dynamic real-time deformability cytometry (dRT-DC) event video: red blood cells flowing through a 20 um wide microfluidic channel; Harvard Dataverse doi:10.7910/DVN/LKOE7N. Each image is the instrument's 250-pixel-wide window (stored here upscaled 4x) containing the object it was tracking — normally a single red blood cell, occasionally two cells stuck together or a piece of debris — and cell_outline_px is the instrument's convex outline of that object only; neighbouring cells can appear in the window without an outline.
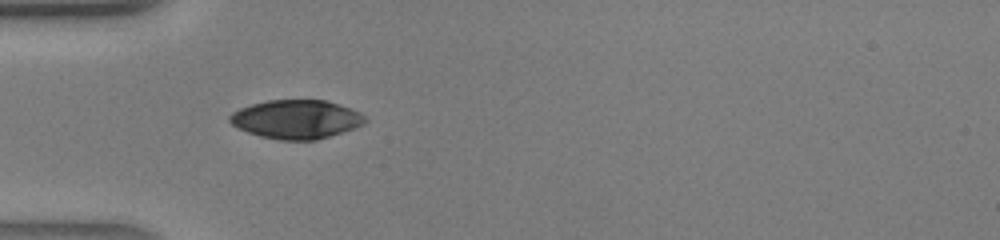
{"species": "human", "species_latin": "Homo sapiens", "temperature_condition": "warm", "stored_images_in_passage": 29, "camera_frame_rate_fps": 3000, "um_per_image_px": 0.085, "donor": {"sex": "male"}, "frame": {"image": 1, "passage_image": 1, "time_ms": 0.0, "image_size_px": [1000, 240], "cell_outline_px": [[368, 120], [364, 124], [356, 128], [316, 140], [280, 140], [260, 136], [248, 132], [232, 124], [228, 120], [228, 116], [232, 112], [240, 108], [252, 104], [268, 100], [324, 100], [352, 108], [360, 112]], "centroid_in_image_um": [25.21, 10.14], "position_along_channel_um": 59.8, "area_um2": 30.63}}
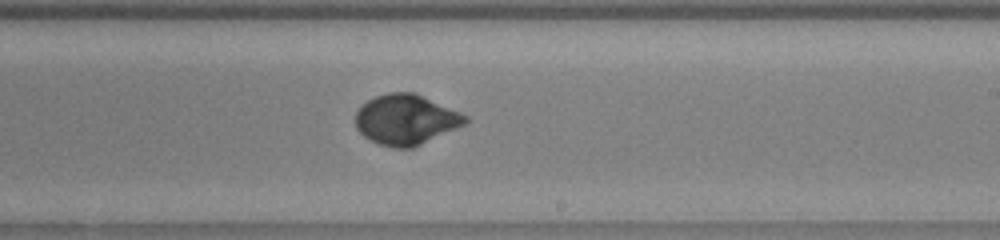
{"frame": {"image": 2, "passage_image": 13, "time_ms": 4.0, "image_size_px": [1000, 240], "cell_outline_px": [[468, 120], [464, 124], [456, 128], [412, 148], [392, 148], [380, 144], [364, 136], [356, 128], [356, 112], [368, 100], [376, 96], [388, 92], [412, 92], [468, 116]], "centroid_in_image_um": [34.47, 10.17], "position_along_channel_um": 254.5, "area_um2": 31.5}}
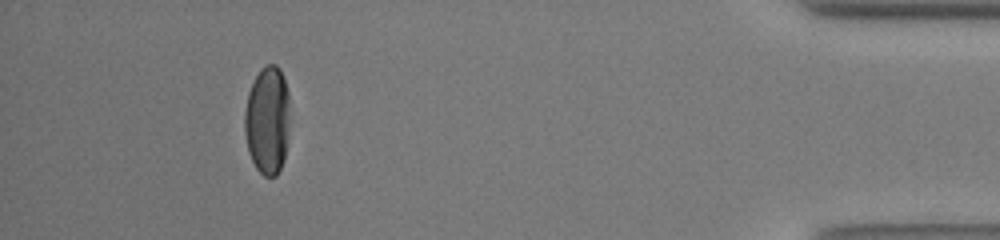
{"frame": {"image": 3, "passage_image": 26, "time_ms": 8.333, "image_size_px": [1000, 240], "cell_outline_px": [[288, 124], [284, 160], [276, 176], [264, 176], [256, 168], [248, 152], [244, 132], [244, 112], [248, 92], [260, 68], [268, 64], [276, 64], [280, 68], [288, 92]], "centroid_in_image_um": [22.7, 10.21], "position_along_channel_um": 412.5, "area_um2": 28.44}}